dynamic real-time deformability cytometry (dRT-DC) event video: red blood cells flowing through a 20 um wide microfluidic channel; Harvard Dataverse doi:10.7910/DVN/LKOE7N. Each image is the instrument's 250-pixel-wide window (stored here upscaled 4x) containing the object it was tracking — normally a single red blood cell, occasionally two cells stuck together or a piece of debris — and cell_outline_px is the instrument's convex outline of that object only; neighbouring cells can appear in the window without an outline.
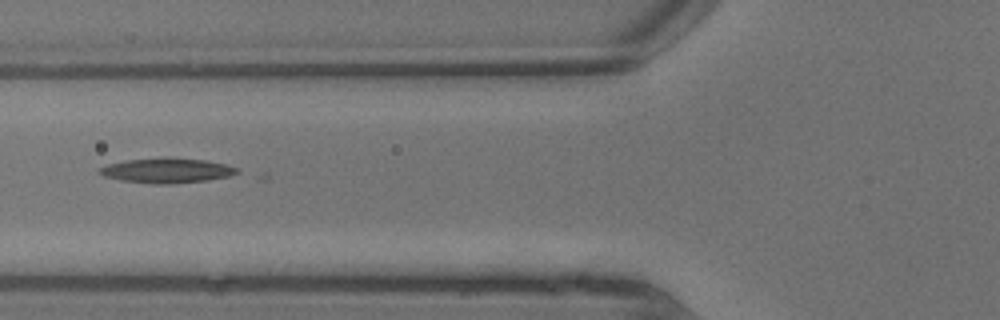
{"species": "common noctule bat (a hibernating species)", "species_latin": "Nyctalus noctula", "temperature_condition": "warm", "stored_images_in_passage": 8, "camera_frame_rate_fps": 3000, "um_per_image_px": 0.085, "animal": {"sex": "male", "body_mass_g": 13.3}, "frame": {"image": 1, "passage_image": 5, "time_ms": 1.333, "image_size_px": [1000, 320], "cell_outline_px": [[240, 172], [228, 176], [208, 180], [172, 184], [152, 184], [120, 180], [104, 176], [96, 172], [100, 168], [108, 164], [128, 160], [168, 156], [204, 160], [224, 164], [236, 168]], "centroid_in_image_um": [14.15, 14.49], "position_along_channel_um": 111.7, "area_um2": 20.06}}
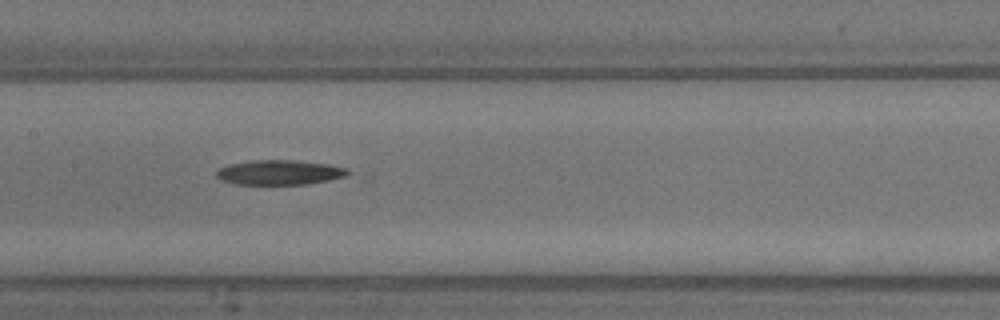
{"frame": {"image": 2, "passage_image": 7, "time_ms": 2.0, "image_size_px": [1000, 320], "cell_outline_px": [[348, 176], [328, 180], [304, 184], [236, 184], [220, 180], [216, 176], [216, 172], [220, 168], [228, 164], [256, 160], [296, 160], [328, 164], [348, 168]], "centroid_in_image_um": [23.76, 14.65], "position_along_channel_um": 183.6, "area_um2": 18.9}}
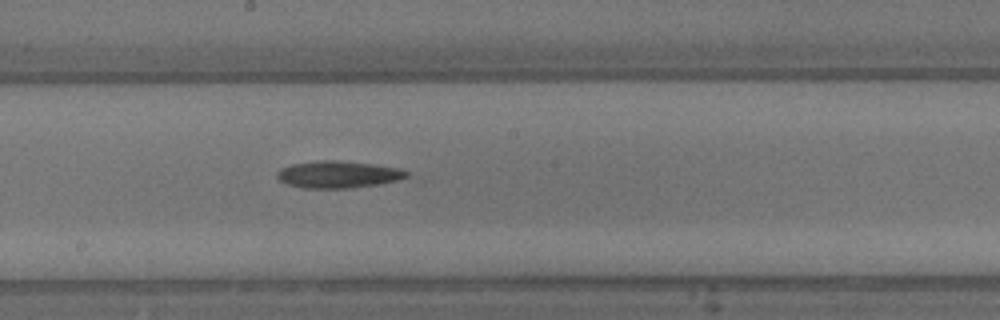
{"frame": {"image": 3, "passage_image": 8, "time_ms": 2.333, "image_size_px": [1000, 320], "cell_outline_px": [[408, 176], [396, 180], [380, 184], [352, 188], [304, 188], [288, 184], [280, 180], [276, 176], [276, 172], [280, 168], [292, 164], [324, 160], [336, 160], [372, 164], [400, 168], [408, 172]], "centroid_in_image_um": [28.73, 14.83], "position_along_channel_um": 219.5, "area_um2": 20.29}}